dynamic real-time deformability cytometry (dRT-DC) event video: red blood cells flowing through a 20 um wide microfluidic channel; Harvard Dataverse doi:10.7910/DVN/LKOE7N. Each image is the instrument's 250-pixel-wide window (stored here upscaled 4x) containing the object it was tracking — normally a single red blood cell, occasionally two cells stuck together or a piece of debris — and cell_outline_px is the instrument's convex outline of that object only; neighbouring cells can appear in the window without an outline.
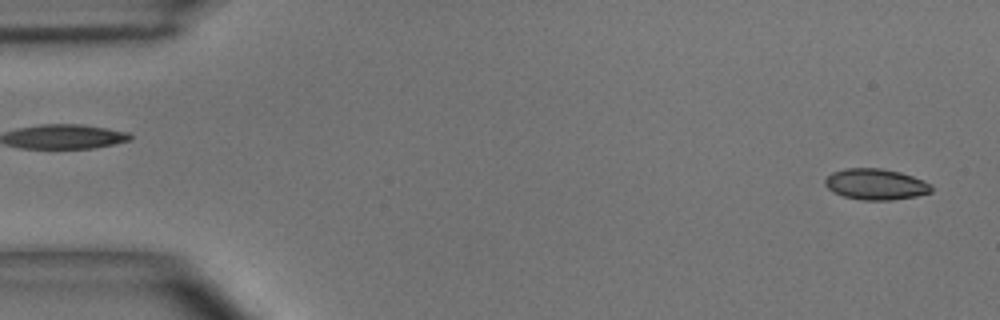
{"species": "common noctule bat (a hibernating species)", "species_latin": "Nyctalus noctula", "temperature_condition": "room temperature", "stored_images_in_passage": 50, "camera_frame_rate_fps": 3000, "um_per_image_px": 0.085, "animal": {"sex": "male", "body_mass_g": 15.6}, "frame": {"image": 1, "passage_image": 2, "time_ms": 0.333, "image_size_px": [1000, 320], "cell_outline_px": [[932, 192], [916, 196], [892, 200], [860, 200], [844, 196], [832, 192], [824, 184], [824, 180], [832, 172], [844, 168], [880, 168], [900, 172], [924, 180], [932, 184]], "centroid_in_image_um": [74.43, 15.66], "position_along_channel_um": 10.6, "area_um2": 19.36}}
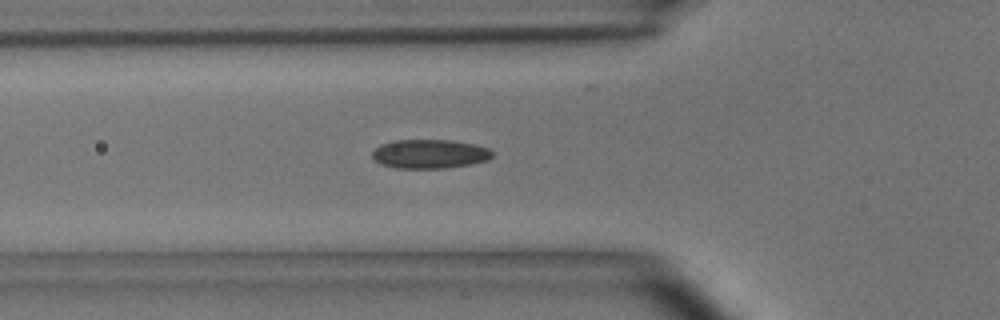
{"frame": {"image": 2, "passage_image": 17, "time_ms": 5.333, "image_size_px": [1000, 320], "cell_outline_px": [[496, 152], [488, 160], [472, 164], [448, 168], [396, 168], [380, 164], [372, 156], [372, 152], [380, 144], [392, 140], [452, 140], [472, 144], [488, 148]], "centroid_in_image_um": [36.54, 13.08], "position_along_channel_um": 89.3, "area_um2": 20.46}}
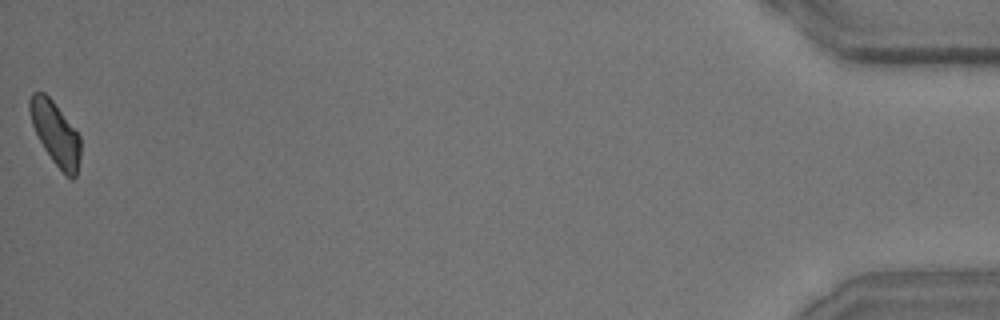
{"frame": {"image": 3, "passage_image": 50, "time_ms": 16.333, "image_size_px": [1000, 320], "cell_outline_px": [[80, 156], [76, 176], [72, 180], [52, 160], [44, 148], [32, 124], [28, 112], [28, 100], [32, 92], [44, 92], [52, 100], [80, 136]], "centroid_in_image_um": [4.69, 11.3], "position_along_channel_um": 430.5, "area_um2": 18.44}, "authors_computed_cell_mechanics": {"area_um2": 19.4208, "velocity_mm_per_s": 3.9588, "shape_relaxation_time_tau1_ms": 5.1845, "shape_relaxation_time_tau2_ms": 2.0978, "deformation_change_tau1": 0.1173, "deformation_change_tau2": 0.0754}}